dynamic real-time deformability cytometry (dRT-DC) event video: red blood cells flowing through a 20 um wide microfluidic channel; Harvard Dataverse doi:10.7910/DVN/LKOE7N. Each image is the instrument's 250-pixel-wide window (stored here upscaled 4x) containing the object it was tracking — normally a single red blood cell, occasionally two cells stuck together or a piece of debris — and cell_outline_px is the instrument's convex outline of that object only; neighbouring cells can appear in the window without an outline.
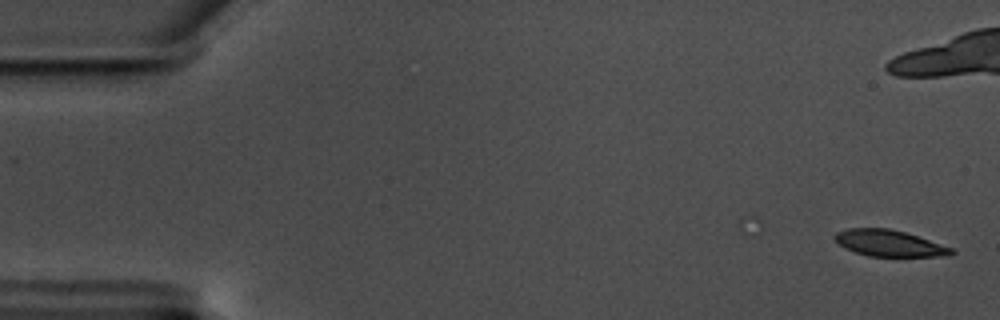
{"species": "common noctule bat (a hibernating species)", "species_latin": "Nyctalus noctula", "temperature_condition": "warm", "stored_images_in_passage": 28, "camera_frame_rate_fps": 3000, "um_per_image_px": 0.085, "animal": {"sex": "male", "body_mass_g": 17.5, "forearm_length_mm": 52.3}, "frame": {"image": 1, "passage_image": 1, "time_ms": 0.0, "image_size_px": [1000, 320], "cell_outline_px": [[956, 252], [936, 256], [868, 256], [844, 248], [832, 236], [836, 232], [848, 228], [888, 228], [904, 232], [952, 248]], "centroid_in_image_um": [75.5, 20.66], "position_along_channel_um": 9.5, "area_um2": 17.51}}